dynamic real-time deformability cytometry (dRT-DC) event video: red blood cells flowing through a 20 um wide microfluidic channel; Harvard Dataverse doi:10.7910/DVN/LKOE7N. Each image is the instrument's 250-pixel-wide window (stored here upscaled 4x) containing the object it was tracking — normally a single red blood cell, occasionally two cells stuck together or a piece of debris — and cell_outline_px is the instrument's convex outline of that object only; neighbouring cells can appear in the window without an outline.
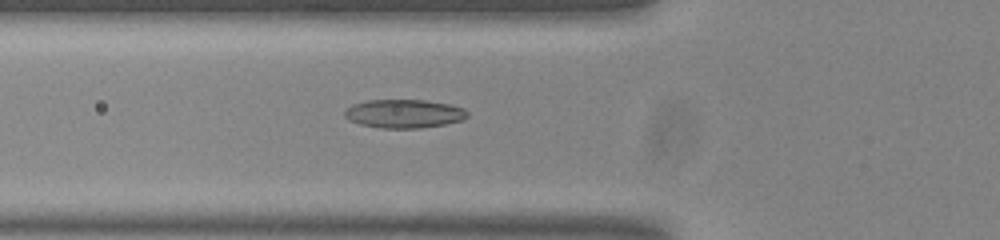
{"species": "common noctule bat (a hibernating species)", "species_latin": "Nyctalus noctula", "temperature_condition": "room temperature", "stored_images_in_passage": 37, "camera_frame_rate_fps": 3000, "um_per_image_px": 0.085, "animal": {"sex": "male", "body_mass_g": 20.0, "forearm_length_mm": 53.3}, "frame": {"image": 1, "passage_image": 4, "time_ms": 1.0, "image_size_px": [1000, 240], "cell_outline_px": [[468, 116], [464, 120], [444, 124], [420, 128], [380, 128], [360, 124], [348, 120], [344, 116], [344, 112], [352, 104], [368, 100], [424, 100], [448, 104], [464, 108], [468, 112]], "centroid_in_image_um": [34.34, 9.66], "position_along_channel_um": 91.5, "area_um2": 20.46}}
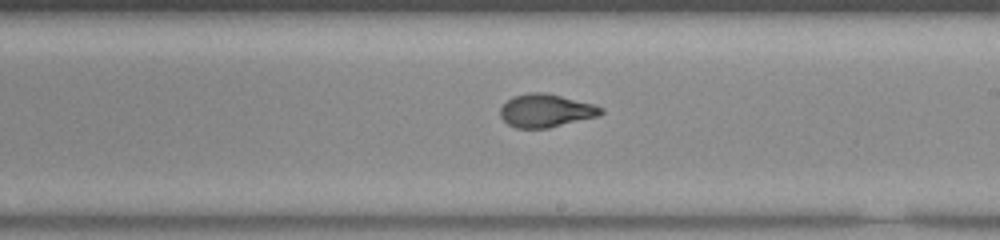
{"frame": {"image": 2, "passage_image": 16, "time_ms": 5.0, "image_size_px": [1000, 240], "cell_outline_px": [[604, 112], [600, 116], [548, 128], [516, 128], [508, 124], [500, 116], [500, 108], [512, 96], [528, 92], [544, 92], [592, 104], [604, 108]], "centroid_in_image_um": [46.4, 9.41], "position_along_channel_um": 242.6, "area_um2": 19.42}}
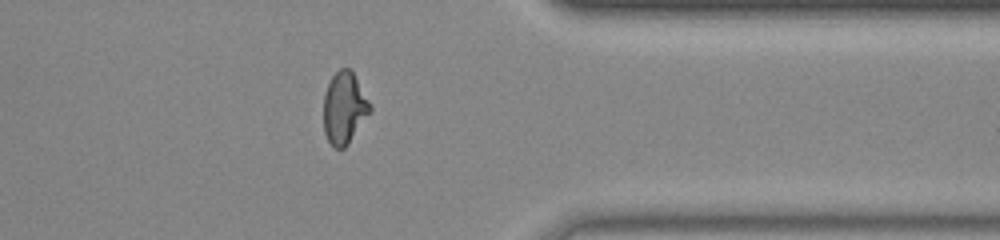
{"frame": {"image": 3, "passage_image": 28, "time_ms": 9.0, "image_size_px": [1000, 240], "cell_outline_px": [[372, 112], [348, 144], [344, 148], [336, 148], [328, 140], [324, 132], [324, 92], [332, 76], [340, 68], [348, 68], [352, 72], [372, 104]], "centroid_in_image_um": [29.29, 9.19], "position_along_channel_um": 382.1, "area_um2": 19.54}}